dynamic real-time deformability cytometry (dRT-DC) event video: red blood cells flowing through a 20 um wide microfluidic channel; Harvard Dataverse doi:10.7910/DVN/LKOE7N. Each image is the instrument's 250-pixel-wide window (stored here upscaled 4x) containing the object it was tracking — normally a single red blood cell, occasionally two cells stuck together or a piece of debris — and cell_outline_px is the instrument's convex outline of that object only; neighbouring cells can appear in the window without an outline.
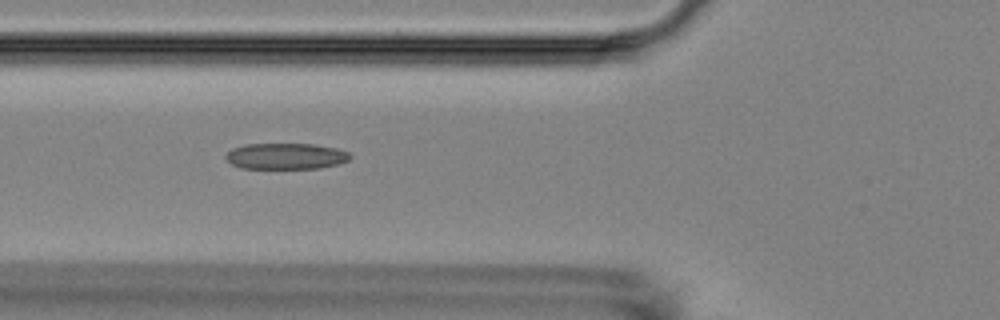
{"species": "Egyptian fruit bat (a non-hibernating species)", "species_latin": "Rousettus aegyptiacus", "temperature_condition": "room temperature", "stored_images_in_passage": 9, "camera_frame_rate_fps": 3000, "um_per_image_px": 0.085, "animal": {"sex": "female"}, "frame": {"image": 1, "passage_image": 6, "time_ms": 5.667, "image_size_px": [1000, 320], "cell_outline_px": [[352, 156], [348, 160], [340, 164], [320, 168], [240, 168], [224, 160], [224, 156], [232, 148], [244, 144], [312, 144], [336, 148], [348, 152]], "centroid_in_image_um": [24.27, 13.27], "position_along_channel_um": 101.5, "area_um2": 19.02}}
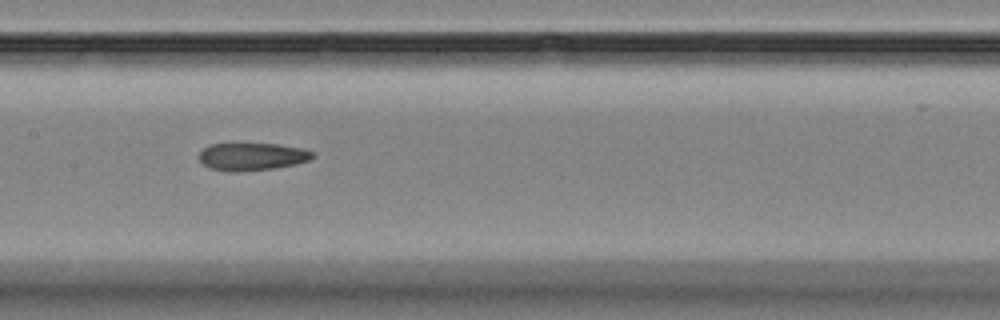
{"frame": {"image": 2, "passage_image": 8, "time_ms": 8.0, "image_size_px": [1000, 320], "cell_outline_px": [[312, 156], [308, 160], [292, 164], [272, 168], [236, 172], [228, 172], [208, 168], [200, 160], [200, 152], [208, 144], [232, 140], [276, 144], [300, 148], [312, 152]], "centroid_in_image_um": [21.28, 13.25], "position_along_channel_um": 186.1, "area_um2": 18.84}}
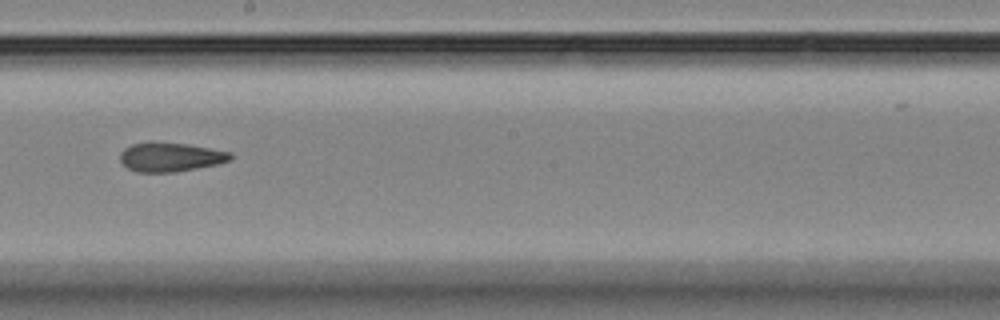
{"frame": {"image": 3, "passage_image": 9, "time_ms": 9.333, "image_size_px": [1000, 320], "cell_outline_px": [[232, 160], [216, 164], [176, 172], [136, 172], [128, 168], [120, 160], [120, 152], [124, 148], [132, 144], [148, 140], [152, 140], [188, 144], [232, 152]], "centroid_in_image_um": [14.46, 13.32], "position_along_channel_um": 233.7, "area_um2": 19.07}}